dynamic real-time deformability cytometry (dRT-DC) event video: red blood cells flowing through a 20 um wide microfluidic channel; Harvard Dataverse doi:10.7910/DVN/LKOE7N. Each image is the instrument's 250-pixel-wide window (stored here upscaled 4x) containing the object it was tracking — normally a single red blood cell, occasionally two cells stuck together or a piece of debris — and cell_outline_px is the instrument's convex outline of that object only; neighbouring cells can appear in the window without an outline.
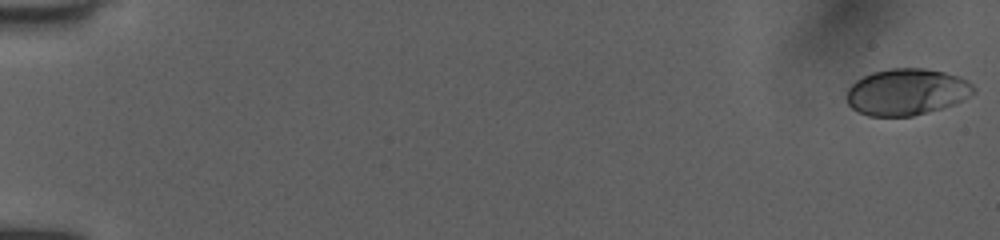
{"species": "human", "species_latin": "Homo sapiens", "temperature_condition": "room temperature", "stored_images_in_passage": 52, "camera_frame_rate_fps": 3000, "um_per_image_px": 0.085, "donor": {"sex": "female"}, "frame": {"image": 1, "passage_image": 1, "time_ms": 0.0, "image_size_px": [1000, 240], "cell_outline_px": [[976, 92], [964, 100], [956, 104], [944, 108], [912, 116], [868, 116], [852, 108], [848, 104], [844, 96], [848, 88], [856, 80], [872, 72], [892, 68], [924, 68], [944, 72], [960, 76], [968, 80], [976, 88]], "centroid_in_image_um": [77.09, 7.81], "position_along_channel_um": 7.9, "area_um2": 34.91}}
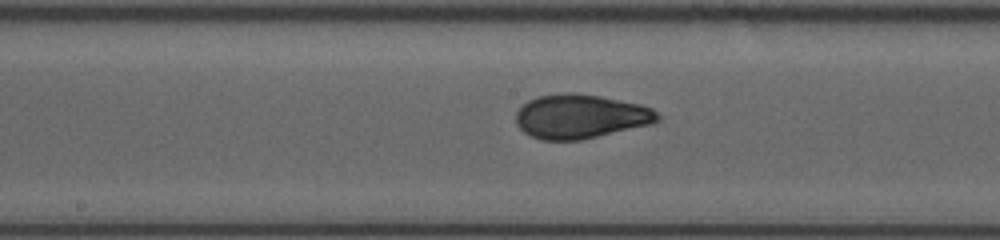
{"frame": {"image": 2, "passage_image": 29, "time_ms": 9.333, "image_size_px": [1000, 240], "cell_outline_px": [[660, 120], [652, 124], [580, 140], [540, 140], [524, 132], [516, 124], [516, 112], [528, 100], [540, 96], [568, 92], [572, 92], [600, 96], [640, 104], [652, 108], [660, 116]], "centroid_in_image_um": [49.35, 9.9], "position_along_channel_um": 198.9, "area_um2": 36.36}}
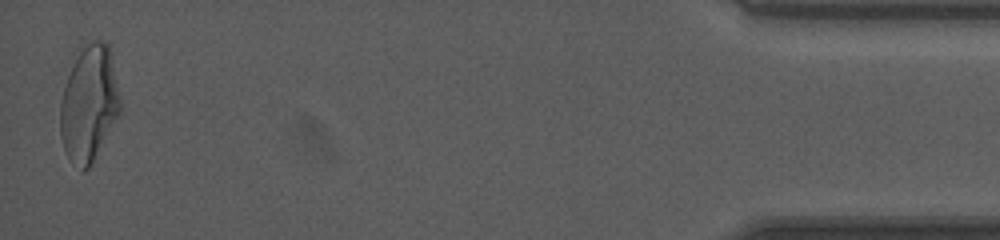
{"frame": {"image": 3, "passage_image": 52, "time_ms": 17.0, "image_size_px": [1000, 240], "cell_outline_px": [[120, 116], [88, 168], [84, 168], [68, 160], [60, 136], [60, 100], [68, 76], [80, 44], [92, 40], [104, 40], [108, 44], [112, 56], [120, 96]], "centroid_in_image_um": [7.58, 8.74], "position_along_channel_um": 427.6, "area_um2": 40.75}, "authors_computed_cell_mechanics": {"area_um2": 35.7782, "velocity_mm_per_s": 4.0129, "shape_relaxation_time_tau1_ms": 4.3832, "shape_relaxation_time_tau2_ms": 0.6824, "deformation_change_tau1": 0.1497, "deformation_change_tau2": 0.0526}}